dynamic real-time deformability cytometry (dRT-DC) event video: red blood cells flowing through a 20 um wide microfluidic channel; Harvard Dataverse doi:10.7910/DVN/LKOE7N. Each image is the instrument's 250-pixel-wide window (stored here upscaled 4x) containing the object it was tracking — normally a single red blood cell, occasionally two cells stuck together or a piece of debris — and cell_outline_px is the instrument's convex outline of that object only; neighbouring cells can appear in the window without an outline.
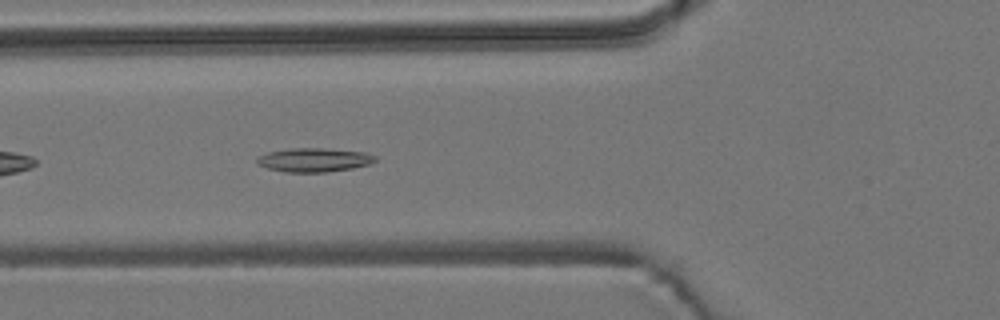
{"species": "common noctule bat (a hibernating species)", "species_latin": "Nyctalus noctula", "temperature_condition": "room temperature", "stored_images_in_passage": 22, "camera_frame_rate_fps": 3000, "um_per_image_px": 0.085, "animal": {"sex": "male", "body_mass_g": 19.2, "forearm_length_mm": 51.8}, "frame": {"image": 1, "passage_image": 6, "time_ms": 1.667, "image_size_px": [1000, 320], "cell_outline_px": [[376, 160], [368, 164], [352, 168], [324, 172], [284, 172], [268, 168], [256, 164], [256, 160], [260, 156], [268, 152], [292, 148], [324, 148], [364, 152], [376, 156]], "centroid_in_image_um": [26.67, 13.59], "position_along_channel_um": 99.1, "area_um2": 16.3}}
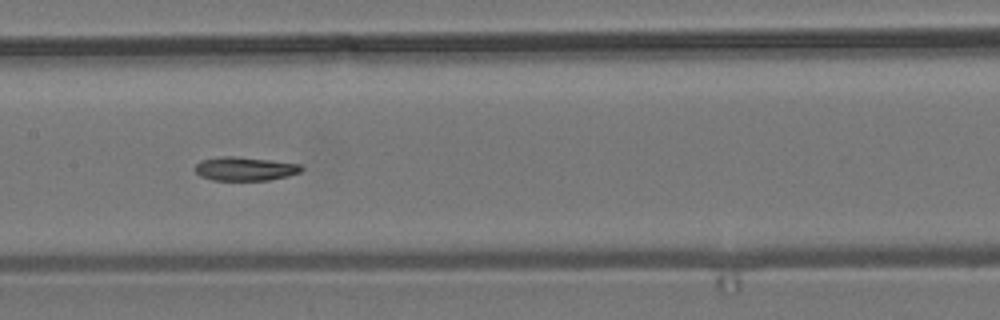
{"frame": {"image": 2, "passage_image": 13, "time_ms": 4.0, "image_size_px": [1000, 320], "cell_outline_px": [[304, 168], [300, 172], [288, 176], [268, 180], [212, 180], [200, 176], [196, 172], [196, 164], [200, 160], [220, 156], [236, 156], [300, 164]], "centroid_in_image_um": [20.81, 14.34], "position_along_channel_um": 186.6, "area_um2": 14.68}}
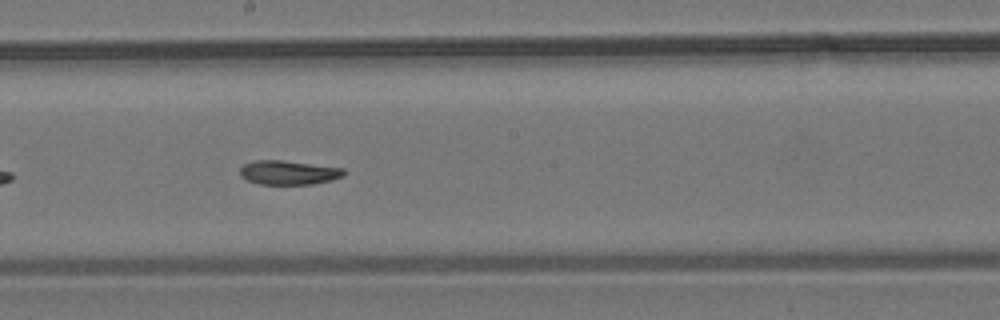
{"frame": {"image": 3, "passage_image": 16, "time_ms": 5.0, "image_size_px": [1000, 320], "cell_outline_px": [[344, 176], [332, 180], [312, 184], [260, 184], [248, 180], [240, 176], [240, 168], [244, 164], [252, 160], [284, 160], [344, 168]], "centroid_in_image_um": [24.52, 14.66], "position_along_channel_um": 223.7, "area_um2": 14.68}}